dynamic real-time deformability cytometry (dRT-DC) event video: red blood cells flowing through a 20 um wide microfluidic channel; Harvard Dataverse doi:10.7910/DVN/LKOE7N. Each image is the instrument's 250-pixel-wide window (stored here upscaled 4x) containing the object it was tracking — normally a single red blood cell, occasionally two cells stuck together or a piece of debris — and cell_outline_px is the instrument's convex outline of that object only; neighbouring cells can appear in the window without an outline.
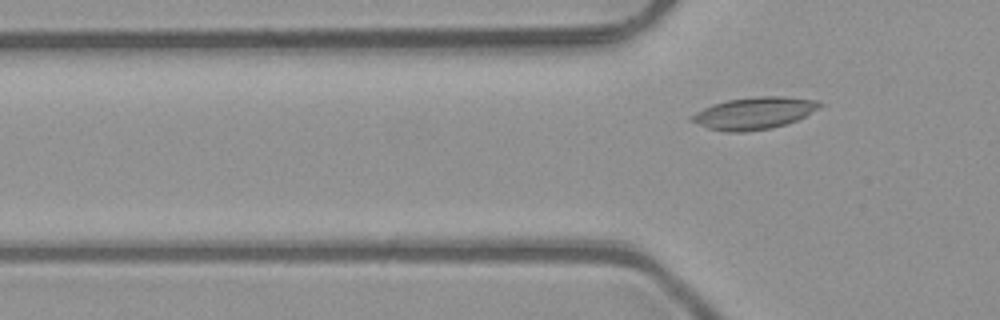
{"species": "common noctule bat (a hibernating species)", "species_latin": "Nyctalus noctula", "temperature_condition": "room temperature", "stored_images_in_passage": 7, "camera_frame_rate_fps": 3000, "um_per_image_px": 0.085, "animal": {"sex": "male", "body_mass_g": 23.1, "forearm_length_mm": 52.7}, "frame": {"image": 1, "passage_image": 7, "time_ms": 2.0, "image_size_px": [1000, 320], "cell_outline_px": [[824, 104], [820, 108], [788, 124], [772, 128], [744, 132], [724, 132], [708, 128], [688, 120], [688, 116], [712, 104], [728, 100], [760, 96], [784, 96], [820, 100]], "centroid_in_image_um": [64.11, 9.62], "position_along_channel_um": 61.7, "area_um2": 24.16}}